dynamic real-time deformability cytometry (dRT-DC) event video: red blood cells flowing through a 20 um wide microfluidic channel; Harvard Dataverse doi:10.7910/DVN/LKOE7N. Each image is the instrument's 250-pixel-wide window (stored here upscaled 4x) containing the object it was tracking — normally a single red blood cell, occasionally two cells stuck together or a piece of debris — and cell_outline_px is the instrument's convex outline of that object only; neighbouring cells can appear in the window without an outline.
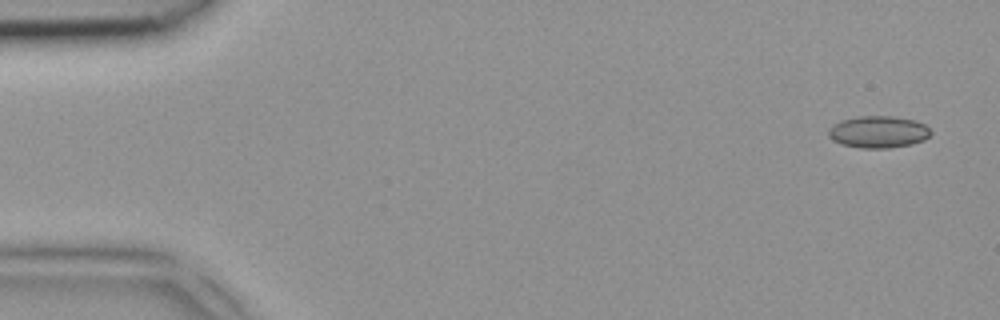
{"species": "common noctule bat (a hibernating species)", "species_latin": "Nyctalus noctula", "temperature_condition": "room temperature", "stored_images_in_passage": 5, "camera_frame_rate_fps": 3000, "um_per_image_px": 0.085, "animal": {"sex": "female", "body_mass_g": 18.4}, "frame": {"image": 1, "passage_image": 1, "time_ms": 0.0, "image_size_px": [1000, 320], "cell_outline_px": [[932, 132], [924, 140], [912, 144], [888, 148], [860, 148], [840, 144], [832, 140], [828, 136], [828, 128], [832, 124], [840, 120], [860, 116], [892, 116], [916, 120], [924, 124]], "centroid_in_image_um": [74.62, 11.21], "position_along_channel_um": 10.4, "area_um2": 19.25}}